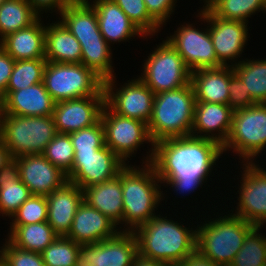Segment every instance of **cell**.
I'll return each mask as SVG.
<instances>
[{"mask_svg":"<svg viewBox=\"0 0 266 266\" xmlns=\"http://www.w3.org/2000/svg\"><path fill=\"white\" fill-rule=\"evenodd\" d=\"M221 156L222 146L214 140L193 136L174 137L154 143L151 164L160 180L204 182L207 185L209 180L212 181L210 175H215L213 171L216 173V168H220Z\"/></svg>","mask_w":266,"mask_h":266,"instance_id":"1","label":"cell"},{"mask_svg":"<svg viewBox=\"0 0 266 266\" xmlns=\"http://www.w3.org/2000/svg\"><path fill=\"white\" fill-rule=\"evenodd\" d=\"M161 214L162 211L132 231L136 237L138 255L178 266L196 250L197 226L193 224L195 218L192 217L190 225L189 221L186 224L167 217V213L164 216Z\"/></svg>","mask_w":266,"mask_h":266,"instance_id":"2","label":"cell"},{"mask_svg":"<svg viewBox=\"0 0 266 266\" xmlns=\"http://www.w3.org/2000/svg\"><path fill=\"white\" fill-rule=\"evenodd\" d=\"M120 180L123 197L121 231H133L143 223L149 222L158 215L157 210L162 207V201L164 203L165 200L166 204L170 198L167 195L169 190H161L162 182L151 163L140 166L134 162V165H125L120 170Z\"/></svg>","mask_w":266,"mask_h":266,"instance_id":"3","label":"cell"},{"mask_svg":"<svg viewBox=\"0 0 266 266\" xmlns=\"http://www.w3.org/2000/svg\"><path fill=\"white\" fill-rule=\"evenodd\" d=\"M220 210L222 211L219 209L217 213L214 210V218L208 211L205 212V216H200L199 213L198 217H201L202 221L199 222L197 217V222H194L197 224L196 249L212 262L220 266H229L242 248L245 237L255 226L230 213L228 209V212H225V209L222 212Z\"/></svg>","mask_w":266,"mask_h":266,"instance_id":"4","label":"cell"},{"mask_svg":"<svg viewBox=\"0 0 266 266\" xmlns=\"http://www.w3.org/2000/svg\"><path fill=\"white\" fill-rule=\"evenodd\" d=\"M195 103L191 82L181 88L155 94L151 118L147 123L152 141L156 143L167 138L190 136Z\"/></svg>","mask_w":266,"mask_h":266,"instance_id":"5","label":"cell"},{"mask_svg":"<svg viewBox=\"0 0 266 266\" xmlns=\"http://www.w3.org/2000/svg\"><path fill=\"white\" fill-rule=\"evenodd\" d=\"M57 133L53 116L0 114V140L12 158L42 154Z\"/></svg>","mask_w":266,"mask_h":266,"instance_id":"6","label":"cell"},{"mask_svg":"<svg viewBox=\"0 0 266 266\" xmlns=\"http://www.w3.org/2000/svg\"><path fill=\"white\" fill-rule=\"evenodd\" d=\"M266 103L235 110L229 136L222 145L226 153L241 163L257 162L266 153ZM230 151V152H229ZM263 151V152H262ZM263 153V154H262ZM237 155V156H236Z\"/></svg>","mask_w":266,"mask_h":266,"instance_id":"7","label":"cell"},{"mask_svg":"<svg viewBox=\"0 0 266 266\" xmlns=\"http://www.w3.org/2000/svg\"><path fill=\"white\" fill-rule=\"evenodd\" d=\"M101 122L104 128L105 145L109 147L126 165L136 156L141 146L147 145L146 154L140 163L149 164L154 154V142L152 141L147 124L114 113L106 104L101 113ZM151 144V145H150Z\"/></svg>","mask_w":266,"mask_h":266,"instance_id":"8","label":"cell"},{"mask_svg":"<svg viewBox=\"0 0 266 266\" xmlns=\"http://www.w3.org/2000/svg\"><path fill=\"white\" fill-rule=\"evenodd\" d=\"M43 83L55 103L105 96L104 81L82 63H46Z\"/></svg>","mask_w":266,"mask_h":266,"instance_id":"9","label":"cell"},{"mask_svg":"<svg viewBox=\"0 0 266 266\" xmlns=\"http://www.w3.org/2000/svg\"><path fill=\"white\" fill-rule=\"evenodd\" d=\"M142 64L137 77L155 94L175 90L191 81V72L179 53L164 38L155 44Z\"/></svg>","mask_w":266,"mask_h":266,"instance_id":"10","label":"cell"},{"mask_svg":"<svg viewBox=\"0 0 266 266\" xmlns=\"http://www.w3.org/2000/svg\"><path fill=\"white\" fill-rule=\"evenodd\" d=\"M197 13L195 15L198 19L197 23L196 21L195 23L187 21V23H182L183 25L179 24L180 26H177L172 35L169 33L170 36L165 37L182 57L191 73L201 69L223 66L217 59L207 25V18L199 10H197ZM199 20L202 21L200 26L204 25L203 28H198V25H196L199 24Z\"/></svg>","mask_w":266,"mask_h":266,"instance_id":"11","label":"cell"},{"mask_svg":"<svg viewBox=\"0 0 266 266\" xmlns=\"http://www.w3.org/2000/svg\"><path fill=\"white\" fill-rule=\"evenodd\" d=\"M240 174L237 176L238 184L234 186L237 190L235 192L237 202L234 200L232 203L233 209H229L232 214L241 217L246 222L254 226H266V167L260 162H247L241 163ZM262 164V166H261ZM266 165V164H265ZM241 179V180H239ZM240 183V184H239ZM238 185V186H237ZM239 194V195H238ZM236 206L234 209V205ZM234 203V205H233ZM235 212V213H234Z\"/></svg>","mask_w":266,"mask_h":266,"instance_id":"12","label":"cell"},{"mask_svg":"<svg viewBox=\"0 0 266 266\" xmlns=\"http://www.w3.org/2000/svg\"><path fill=\"white\" fill-rule=\"evenodd\" d=\"M116 77L104 82L105 104L120 116L147 124L151 118L155 93L137 75L123 85L117 83Z\"/></svg>","mask_w":266,"mask_h":266,"instance_id":"13","label":"cell"},{"mask_svg":"<svg viewBox=\"0 0 266 266\" xmlns=\"http://www.w3.org/2000/svg\"><path fill=\"white\" fill-rule=\"evenodd\" d=\"M206 18L209 33L218 61L223 66L239 64L244 56V49L249 45L248 23L237 20H226L215 16L207 7L198 9ZM243 57V58H242ZM240 58V59H239Z\"/></svg>","mask_w":266,"mask_h":266,"instance_id":"14","label":"cell"},{"mask_svg":"<svg viewBox=\"0 0 266 266\" xmlns=\"http://www.w3.org/2000/svg\"><path fill=\"white\" fill-rule=\"evenodd\" d=\"M126 164L106 145L98 150L74 151L68 182L82 190L114 178Z\"/></svg>","mask_w":266,"mask_h":266,"instance_id":"15","label":"cell"},{"mask_svg":"<svg viewBox=\"0 0 266 266\" xmlns=\"http://www.w3.org/2000/svg\"><path fill=\"white\" fill-rule=\"evenodd\" d=\"M137 255V241L134 233L120 231L112 238L81 245L79 266H132Z\"/></svg>","mask_w":266,"mask_h":266,"instance_id":"16","label":"cell"},{"mask_svg":"<svg viewBox=\"0 0 266 266\" xmlns=\"http://www.w3.org/2000/svg\"><path fill=\"white\" fill-rule=\"evenodd\" d=\"M105 96H87L55 103L53 118L58 133L70 134L101 119Z\"/></svg>","mask_w":266,"mask_h":266,"instance_id":"17","label":"cell"},{"mask_svg":"<svg viewBox=\"0 0 266 266\" xmlns=\"http://www.w3.org/2000/svg\"><path fill=\"white\" fill-rule=\"evenodd\" d=\"M16 159L20 180L32 195L47 196L68 182L67 175L42 154L24 155Z\"/></svg>","mask_w":266,"mask_h":266,"instance_id":"18","label":"cell"},{"mask_svg":"<svg viewBox=\"0 0 266 266\" xmlns=\"http://www.w3.org/2000/svg\"><path fill=\"white\" fill-rule=\"evenodd\" d=\"M95 9L98 24L103 39L110 45L129 42L132 38L146 39L153 36H145L138 27L127 17L123 10L113 0H87ZM148 38V40H147Z\"/></svg>","mask_w":266,"mask_h":266,"instance_id":"19","label":"cell"},{"mask_svg":"<svg viewBox=\"0 0 266 266\" xmlns=\"http://www.w3.org/2000/svg\"><path fill=\"white\" fill-rule=\"evenodd\" d=\"M233 113L229 105L196 102L190 136L211 139L222 146L229 136Z\"/></svg>","mask_w":266,"mask_h":266,"instance_id":"20","label":"cell"},{"mask_svg":"<svg viewBox=\"0 0 266 266\" xmlns=\"http://www.w3.org/2000/svg\"><path fill=\"white\" fill-rule=\"evenodd\" d=\"M120 231L112 220L83 201L76 211L66 237L80 245H87L112 238Z\"/></svg>","mask_w":266,"mask_h":266,"instance_id":"21","label":"cell"},{"mask_svg":"<svg viewBox=\"0 0 266 266\" xmlns=\"http://www.w3.org/2000/svg\"><path fill=\"white\" fill-rule=\"evenodd\" d=\"M55 101L40 82L16 91H6L0 100V114L53 116Z\"/></svg>","mask_w":266,"mask_h":266,"instance_id":"22","label":"cell"},{"mask_svg":"<svg viewBox=\"0 0 266 266\" xmlns=\"http://www.w3.org/2000/svg\"><path fill=\"white\" fill-rule=\"evenodd\" d=\"M48 205L47 223L58 236H66L73 218L83 202V190L70 182L46 196Z\"/></svg>","mask_w":266,"mask_h":266,"instance_id":"23","label":"cell"},{"mask_svg":"<svg viewBox=\"0 0 266 266\" xmlns=\"http://www.w3.org/2000/svg\"><path fill=\"white\" fill-rule=\"evenodd\" d=\"M41 16L30 26L7 35L0 46L15 60L45 58V26Z\"/></svg>","mask_w":266,"mask_h":266,"instance_id":"24","label":"cell"},{"mask_svg":"<svg viewBox=\"0 0 266 266\" xmlns=\"http://www.w3.org/2000/svg\"><path fill=\"white\" fill-rule=\"evenodd\" d=\"M234 74L232 66L201 69L191 73V85L196 102L228 105L229 81Z\"/></svg>","mask_w":266,"mask_h":266,"instance_id":"25","label":"cell"},{"mask_svg":"<svg viewBox=\"0 0 266 266\" xmlns=\"http://www.w3.org/2000/svg\"><path fill=\"white\" fill-rule=\"evenodd\" d=\"M57 17L81 45L103 40L96 11L87 0H77L66 6Z\"/></svg>","mask_w":266,"mask_h":266,"instance_id":"26","label":"cell"},{"mask_svg":"<svg viewBox=\"0 0 266 266\" xmlns=\"http://www.w3.org/2000/svg\"><path fill=\"white\" fill-rule=\"evenodd\" d=\"M83 201L112 220L121 230L123 197L120 171L112 179L83 189Z\"/></svg>","mask_w":266,"mask_h":266,"instance_id":"27","label":"cell"},{"mask_svg":"<svg viewBox=\"0 0 266 266\" xmlns=\"http://www.w3.org/2000/svg\"><path fill=\"white\" fill-rule=\"evenodd\" d=\"M46 22L45 59L55 63H81V44L68 28L56 17Z\"/></svg>","mask_w":266,"mask_h":266,"instance_id":"28","label":"cell"},{"mask_svg":"<svg viewBox=\"0 0 266 266\" xmlns=\"http://www.w3.org/2000/svg\"><path fill=\"white\" fill-rule=\"evenodd\" d=\"M31 195L20 180L17 159L12 158L0 168V218L10 220Z\"/></svg>","mask_w":266,"mask_h":266,"instance_id":"29","label":"cell"},{"mask_svg":"<svg viewBox=\"0 0 266 266\" xmlns=\"http://www.w3.org/2000/svg\"><path fill=\"white\" fill-rule=\"evenodd\" d=\"M4 237L18 248L41 253L58 235L45 221L27 225H10Z\"/></svg>","mask_w":266,"mask_h":266,"instance_id":"30","label":"cell"},{"mask_svg":"<svg viewBox=\"0 0 266 266\" xmlns=\"http://www.w3.org/2000/svg\"><path fill=\"white\" fill-rule=\"evenodd\" d=\"M39 17L27 0H5L0 5V41L32 25Z\"/></svg>","mask_w":266,"mask_h":266,"instance_id":"31","label":"cell"},{"mask_svg":"<svg viewBox=\"0 0 266 266\" xmlns=\"http://www.w3.org/2000/svg\"><path fill=\"white\" fill-rule=\"evenodd\" d=\"M256 103H266V58H244L232 66Z\"/></svg>","mask_w":266,"mask_h":266,"instance_id":"32","label":"cell"},{"mask_svg":"<svg viewBox=\"0 0 266 266\" xmlns=\"http://www.w3.org/2000/svg\"><path fill=\"white\" fill-rule=\"evenodd\" d=\"M112 51V47L104 39L82 44L81 63L105 82L116 76Z\"/></svg>","mask_w":266,"mask_h":266,"instance_id":"33","label":"cell"},{"mask_svg":"<svg viewBox=\"0 0 266 266\" xmlns=\"http://www.w3.org/2000/svg\"><path fill=\"white\" fill-rule=\"evenodd\" d=\"M206 7L222 19L246 23L261 11L266 14V0H213Z\"/></svg>","mask_w":266,"mask_h":266,"instance_id":"34","label":"cell"},{"mask_svg":"<svg viewBox=\"0 0 266 266\" xmlns=\"http://www.w3.org/2000/svg\"><path fill=\"white\" fill-rule=\"evenodd\" d=\"M263 228L266 229L255 226L247 234L242 248L229 266H266V234Z\"/></svg>","mask_w":266,"mask_h":266,"instance_id":"35","label":"cell"},{"mask_svg":"<svg viewBox=\"0 0 266 266\" xmlns=\"http://www.w3.org/2000/svg\"><path fill=\"white\" fill-rule=\"evenodd\" d=\"M46 59H25L15 61L6 91H16L43 82Z\"/></svg>","mask_w":266,"mask_h":266,"instance_id":"36","label":"cell"},{"mask_svg":"<svg viewBox=\"0 0 266 266\" xmlns=\"http://www.w3.org/2000/svg\"><path fill=\"white\" fill-rule=\"evenodd\" d=\"M80 246L66 236H58L41 252L45 266H79Z\"/></svg>","mask_w":266,"mask_h":266,"instance_id":"37","label":"cell"},{"mask_svg":"<svg viewBox=\"0 0 266 266\" xmlns=\"http://www.w3.org/2000/svg\"><path fill=\"white\" fill-rule=\"evenodd\" d=\"M42 155L66 175L72 170L74 147L69 134L57 133Z\"/></svg>","mask_w":266,"mask_h":266,"instance_id":"38","label":"cell"},{"mask_svg":"<svg viewBox=\"0 0 266 266\" xmlns=\"http://www.w3.org/2000/svg\"><path fill=\"white\" fill-rule=\"evenodd\" d=\"M145 36H157L163 30L148 14L144 0H113Z\"/></svg>","mask_w":266,"mask_h":266,"instance_id":"39","label":"cell"},{"mask_svg":"<svg viewBox=\"0 0 266 266\" xmlns=\"http://www.w3.org/2000/svg\"><path fill=\"white\" fill-rule=\"evenodd\" d=\"M48 205L44 195H31L8 222L9 225H27L47 221Z\"/></svg>","mask_w":266,"mask_h":266,"instance_id":"40","label":"cell"},{"mask_svg":"<svg viewBox=\"0 0 266 266\" xmlns=\"http://www.w3.org/2000/svg\"><path fill=\"white\" fill-rule=\"evenodd\" d=\"M3 240L0 254L8 266H45L41 253L18 248L7 238Z\"/></svg>","mask_w":266,"mask_h":266,"instance_id":"41","label":"cell"},{"mask_svg":"<svg viewBox=\"0 0 266 266\" xmlns=\"http://www.w3.org/2000/svg\"><path fill=\"white\" fill-rule=\"evenodd\" d=\"M74 151L98 150L105 146L104 128L101 120L95 125L70 133Z\"/></svg>","mask_w":266,"mask_h":266,"instance_id":"42","label":"cell"},{"mask_svg":"<svg viewBox=\"0 0 266 266\" xmlns=\"http://www.w3.org/2000/svg\"><path fill=\"white\" fill-rule=\"evenodd\" d=\"M229 102L228 105L235 111L257 104L247 92L245 84L234 73L229 81Z\"/></svg>","mask_w":266,"mask_h":266,"instance_id":"43","label":"cell"},{"mask_svg":"<svg viewBox=\"0 0 266 266\" xmlns=\"http://www.w3.org/2000/svg\"><path fill=\"white\" fill-rule=\"evenodd\" d=\"M177 1L179 0H144L148 14L161 28L166 26L175 14L176 3H179Z\"/></svg>","mask_w":266,"mask_h":266,"instance_id":"44","label":"cell"},{"mask_svg":"<svg viewBox=\"0 0 266 266\" xmlns=\"http://www.w3.org/2000/svg\"><path fill=\"white\" fill-rule=\"evenodd\" d=\"M33 9L42 17L46 18L47 13L51 17L57 16L68 5L76 2L77 0H27ZM45 13V14H44ZM55 13V14H54ZM44 14V16H43Z\"/></svg>","mask_w":266,"mask_h":266,"instance_id":"45","label":"cell"},{"mask_svg":"<svg viewBox=\"0 0 266 266\" xmlns=\"http://www.w3.org/2000/svg\"><path fill=\"white\" fill-rule=\"evenodd\" d=\"M162 182V187L167 188L166 190H171L175 197L181 196L182 199L184 198L183 196L186 195H191V193L197 192V189H200V187L203 188L206 187V184L204 182H188L184 180H160ZM203 185L205 187H203ZM169 187V188H168ZM176 194H175V193ZM180 194V195H179Z\"/></svg>","mask_w":266,"mask_h":266,"instance_id":"46","label":"cell"},{"mask_svg":"<svg viewBox=\"0 0 266 266\" xmlns=\"http://www.w3.org/2000/svg\"><path fill=\"white\" fill-rule=\"evenodd\" d=\"M14 64L15 60L0 46V100L6 94Z\"/></svg>","mask_w":266,"mask_h":266,"instance_id":"47","label":"cell"},{"mask_svg":"<svg viewBox=\"0 0 266 266\" xmlns=\"http://www.w3.org/2000/svg\"><path fill=\"white\" fill-rule=\"evenodd\" d=\"M178 266H220L203 256L197 249L187 256Z\"/></svg>","mask_w":266,"mask_h":266,"instance_id":"48","label":"cell"},{"mask_svg":"<svg viewBox=\"0 0 266 266\" xmlns=\"http://www.w3.org/2000/svg\"><path fill=\"white\" fill-rule=\"evenodd\" d=\"M132 266H170V265L162 261L151 260V259L141 257L140 255H137L134 258V262Z\"/></svg>","mask_w":266,"mask_h":266,"instance_id":"49","label":"cell"},{"mask_svg":"<svg viewBox=\"0 0 266 266\" xmlns=\"http://www.w3.org/2000/svg\"><path fill=\"white\" fill-rule=\"evenodd\" d=\"M12 159L10 152L0 140V168Z\"/></svg>","mask_w":266,"mask_h":266,"instance_id":"50","label":"cell"},{"mask_svg":"<svg viewBox=\"0 0 266 266\" xmlns=\"http://www.w3.org/2000/svg\"><path fill=\"white\" fill-rule=\"evenodd\" d=\"M204 3H202V2ZM213 0H200L199 2L202 4L201 6V8H203V7H206L210 2H212Z\"/></svg>","mask_w":266,"mask_h":266,"instance_id":"51","label":"cell"},{"mask_svg":"<svg viewBox=\"0 0 266 266\" xmlns=\"http://www.w3.org/2000/svg\"><path fill=\"white\" fill-rule=\"evenodd\" d=\"M0 266H8L7 262L5 261V259L1 256L0 254Z\"/></svg>","mask_w":266,"mask_h":266,"instance_id":"52","label":"cell"}]
</instances>
